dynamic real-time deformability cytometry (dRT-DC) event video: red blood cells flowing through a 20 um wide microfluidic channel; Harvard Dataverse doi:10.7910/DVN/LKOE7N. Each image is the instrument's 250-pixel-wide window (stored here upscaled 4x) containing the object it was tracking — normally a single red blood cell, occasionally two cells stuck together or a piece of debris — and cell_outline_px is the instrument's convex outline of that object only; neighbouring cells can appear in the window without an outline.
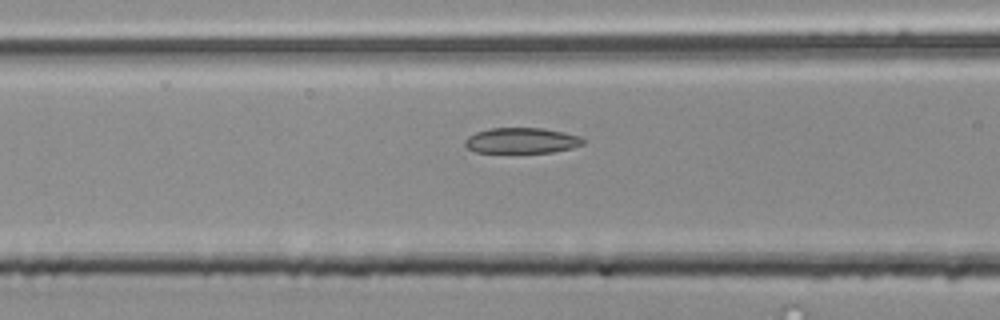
{"species": "common noctule bat (a hibernating species)", "species_latin": "Nyctalus noctula", "temperature_condition": "room temperature", "stored_images_in_passage": 28, "camera_frame_rate_fps": 3000, "um_per_image_px": 0.085, "animal": {"sex": "male", "body_mass_g": 20.4}, "frame": {"image": 1, "passage_image": 6, "time_ms": 1.667, "image_size_px": [1000, 320], "cell_outline_px": [[584, 144], [572, 148], [552, 152], [476, 152], [468, 148], [464, 144], [464, 140], [468, 136], [476, 132], [488, 128], [544, 128], [564, 132], [580, 136], [584, 140]], "centroid_in_image_um": [44.34, 11.94], "position_along_channel_um": 122.3, "area_um2": 17.63}}
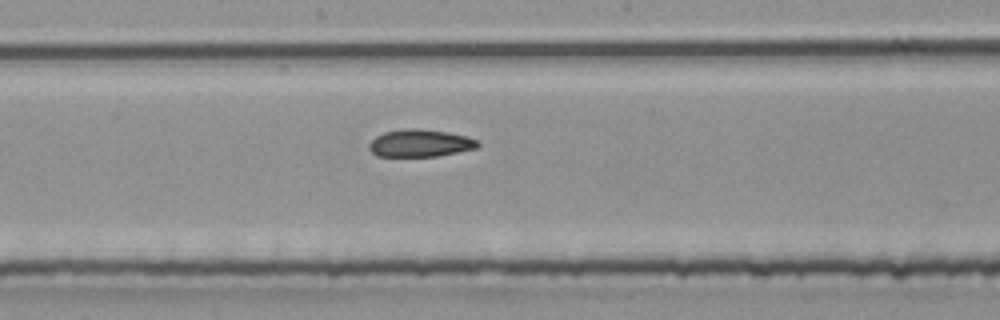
{"frame": {"image": 2, "passage_image": 13, "time_ms": 4.0, "image_size_px": [1000, 320], "cell_outline_px": [[480, 144], [476, 148], [436, 156], [376, 156], [368, 148], [368, 144], [376, 136], [384, 132], [408, 128], [420, 128], [448, 132], [468, 136], [476, 140]], "centroid_in_image_um": [35.69, 12.16], "position_along_channel_um": 212.5, "area_um2": 17.34}}
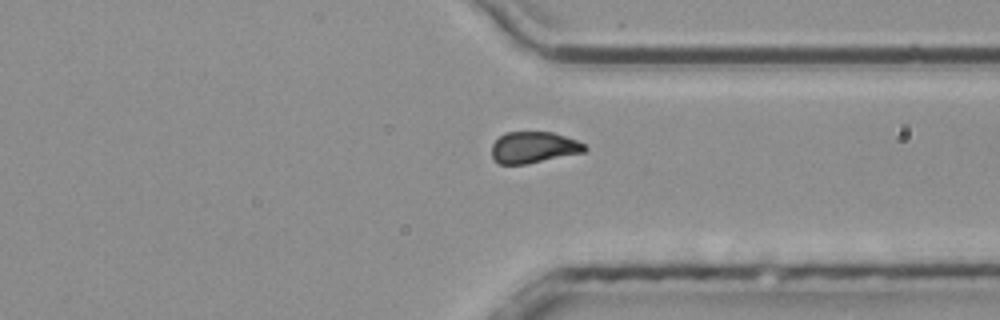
{"frame": {"image": 3, "passage_image": 25, "time_ms": 8.0, "image_size_px": [1000, 320], "cell_outline_px": [[588, 148], [584, 152], [524, 164], [500, 164], [492, 156], [492, 144], [504, 132], [552, 132], [576, 140], [584, 144]], "centroid_in_image_um": [45.35, 12.52], "position_along_channel_um": 366.1, "area_um2": 16.76}}